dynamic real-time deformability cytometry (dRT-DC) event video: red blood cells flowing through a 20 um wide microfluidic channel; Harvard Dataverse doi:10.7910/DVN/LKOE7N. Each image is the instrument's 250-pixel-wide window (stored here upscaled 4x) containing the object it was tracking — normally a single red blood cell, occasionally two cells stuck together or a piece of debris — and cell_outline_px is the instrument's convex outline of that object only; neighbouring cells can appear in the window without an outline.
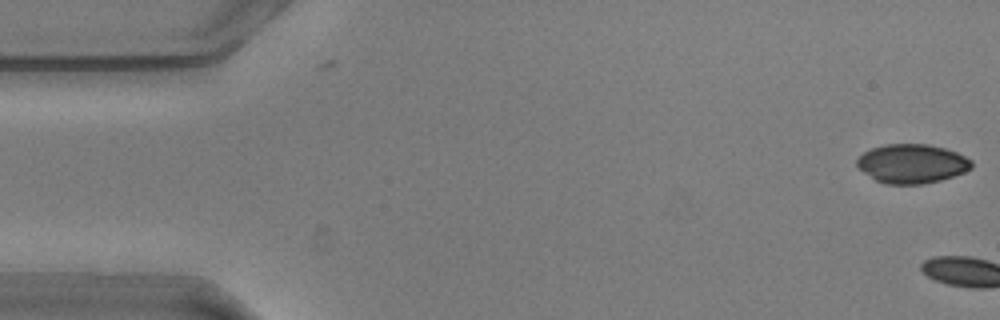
{"species": "common noctule bat (a hibernating species)", "species_latin": "Nyctalus noctula", "temperature_condition": "warm", "stored_images_in_passage": 3, "camera_frame_rate_fps": 3000, "um_per_image_px": 0.085, "animal": {"sex": "male", "body_mass_g": 20.5, "forearm_length_mm": 52.5}, "frame": {"image": 1, "passage_image": 3, "time_ms": 0.667, "image_size_px": [1000, 320], "cell_outline_px": [[972, 168], [964, 172], [940, 180], [924, 184], [884, 184], [876, 180], [864, 172], [856, 164], [856, 160], [864, 152], [872, 148], [884, 144], [928, 144], [944, 148], [956, 152], [972, 160]], "centroid_in_image_um": [77.52, 13.91], "position_along_channel_um": 7.5, "area_um2": 26.01}}